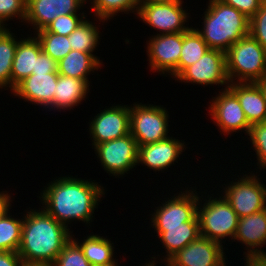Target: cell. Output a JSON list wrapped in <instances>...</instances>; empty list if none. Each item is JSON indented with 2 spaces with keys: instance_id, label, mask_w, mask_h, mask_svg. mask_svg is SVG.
Masks as SVG:
<instances>
[{
  "instance_id": "cell-27",
  "label": "cell",
  "mask_w": 266,
  "mask_h": 266,
  "mask_svg": "<svg viewBox=\"0 0 266 266\" xmlns=\"http://www.w3.org/2000/svg\"><path fill=\"white\" fill-rule=\"evenodd\" d=\"M9 30L0 36V88L7 86L13 92L11 70L18 41Z\"/></svg>"
},
{
  "instance_id": "cell-31",
  "label": "cell",
  "mask_w": 266,
  "mask_h": 266,
  "mask_svg": "<svg viewBox=\"0 0 266 266\" xmlns=\"http://www.w3.org/2000/svg\"><path fill=\"white\" fill-rule=\"evenodd\" d=\"M36 35L42 51L56 62L60 61L72 50L68 36L51 32H37Z\"/></svg>"
},
{
  "instance_id": "cell-18",
  "label": "cell",
  "mask_w": 266,
  "mask_h": 266,
  "mask_svg": "<svg viewBox=\"0 0 266 266\" xmlns=\"http://www.w3.org/2000/svg\"><path fill=\"white\" fill-rule=\"evenodd\" d=\"M58 75V73L32 74L19 82L12 93L24 101L48 108L54 99Z\"/></svg>"
},
{
  "instance_id": "cell-38",
  "label": "cell",
  "mask_w": 266,
  "mask_h": 266,
  "mask_svg": "<svg viewBox=\"0 0 266 266\" xmlns=\"http://www.w3.org/2000/svg\"><path fill=\"white\" fill-rule=\"evenodd\" d=\"M58 73L57 62L43 51L36 58L35 71L32 74Z\"/></svg>"
},
{
  "instance_id": "cell-36",
  "label": "cell",
  "mask_w": 266,
  "mask_h": 266,
  "mask_svg": "<svg viewBox=\"0 0 266 266\" xmlns=\"http://www.w3.org/2000/svg\"><path fill=\"white\" fill-rule=\"evenodd\" d=\"M26 4L27 0H0V17L8 21L16 16L25 21Z\"/></svg>"
},
{
  "instance_id": "cell-5",
  "label": "cell",
  "mask_w": 266,
  "mask_h": 266,
  "mask_svg": "<svg viewBox=\"0 0 266 266\" xmlns=\"http://www.w3.org/2000/svg\"><path fill=\"white\" fill-rule=\"evenodd\" d=\"M203 204V208H200L198 203L197 217L199 220L200 234L210 240H213L219 244H222V238L230 237L234 239L237 225L239 223V217L237 213L232 209L228 201L221 196L213 198Z\"/></svg>"
},
{
  "instance_id": "cell-9",
  "label": "cell",
  "mask_w": 266,
  "mask_h": 266,
  "mask_svg": "<svg viewBox=\"0 0 266 266\" xmlns=\"http://www.w3.org/2000/svg\"><path fill=\"white\" fill-rule=\"evenodd\" d=\"M176 79L192 84L228 86L230 82L226 72L225 52L209 49L197 62L186 67Z\"/></svg>"
},
{
  "instance_id": "cell-19",
  "label": "cell",
  "mask_w": 266,
  "mask_h": 266,
  "mask_svg": "<svg viewBox=\"0 0 266 266\" xmlns=\"http://www.w3.org/2000/svg\"><path fill=\"white\" fill-rule=\"evenodd\" d=\"M233 240L246 245L248 249L246 255H266L264 250L261 248L259 250V246L266 245V208L249 216L239 218Z\"/></svg>"
},
{
  "instance_id": "cell-23",
  "label": "cell",
  "mask_w": 266,
  "mask_h": 266,
  "mask_svg": "<svg viewBox=\"0 0 266 266\" xmlns=\"http://www.w3.org/2000/svg\"><path fill=\"white\" fill-rule=\"evenodd\" d=\"M89 84L85 79H76L59 74L54 91V99L48 108L54 110L56 108L59 110L72 109V107L77 106L87 96Z\"/></svg>"
},
{
  "instance_id": "cell-29",
  "label": "cell",
  "mask_w": 266,
  "mask_h": 266,
  "mask_svg": "<svg viewBox=\"0 0 266 266\" xmlns=\"http://www.w3.org/2000/svg\"><path fill=\"white\" fill-rule=\"evenodd\" d=\"M84 20L79 26L68 36L72 50L82 51L85 53H93L99 44V28L93 25L91 21Z\"/></svg>"
},
{
  "instance_id": "cell-1",
  "label": "cell",
  "mask_w": 266,
  "mask_h": 266,
  "mask_svg": "<svg viewBox=\"0 0 266 266\" xmlns=\"http://www.w3.org/2000/svg\"><path fill=\"white\" fill-rule=\"evenodd\" d=\"M41 193L43 210L68 228L72 220L92 222L94 210L105 194L104 189L93 181L74 177H60Z\"/></svg>"
},
{
  "instance_id": "cell-45",
  "label": "cell",
  "mask_w": 266,
  "mask_h": 266,
  "mask_svg": "<svg viewBox=\"0 0 266 266\" xmlns=\"http://www.w3.org/2000/svg\"><path fill=\"white\" fill-rule=\"evenodd\" d=\"M157 263H155V261L154 260H152V262L150 261L149 263H145V266H157L156 265ZM144 266V265H143Z\"/></svg>"
},
{
  "instance_id": "cell-41",
  "label": "cell",
  "mask_w": 266,
  "mask_h": 266,
  "mask_svg": "<svg viewBox=\"0 0 266 266\" xmlns=\"http://www.w3.org/2000/svg\"><path fill=\"white\" fill-rule=\"evenodd\" d=\"M172 2H182V0H139V4L172 3Z\"/></svg>"
},
{
  "instance_id": "cell-35",
  "label": "cell",
  "mask_w": 266,
  "mask_h": 266,
  "mask_svg": "<svg viewBox=\"0 0 266 266\" xmlns=\"http://www.w3.org/2000/svg\"><path fill=\"white\" fill-rule=\"evenodd\" d=\"M249 35L266 50V0L259 10L249 19Z\"/></svg>"
},
{
  "instance_id": "cell-26",
  "label": "cell",
  "mask_w": 266,
  "mask_h": 266,
  "mask_svg": "<svg viewBox=\"0 0 266 266\" xmlns=\"http://www.w3.org/2000/svg\"><path fill=\"white\" fill-rule=\"evenodd\" d=\"M209 49L195 28L190 27L187 32H182V49L177 66V76L186 67L197 62Z\"/></svg>"
},
{
  "instance_id": "cell-15",
  "label": "cell",
  "mask_w": 266,
  "mask_h": 266,
  "mask_svg": "<svg viewBox=\"0 0 266 266\" xmlns=\"http://www.w3.org/2000/svg\"><path fill=\"white\" fill-rule=\"evenodd\" d=\"M213 103L209 109L213 121L219 127L220 132L228 135L232 132L245 130L249 134L251 125L245 116V113L237 97L225 86V90L211 100Z\"/></svg>"
},
{
  "instance_id": "cell-39",
  "label": "cell",
  "mask_w": 266,
  "mask_h": 266,
  "mask_svg": "<svg viewBox=\"0 0 266 266\" xmlns=\"http://www.w3.org/2000/svg\"><path fill=\"white\" fill-rule=\"evenodd\" d=\"M23 260L18 252L0 251V266H22Z\"/></svg>"
},
{
  "instance_id": "cell-16",
  "label": "cell",
  "mask_w": 266,
  "mask_h": 266,
  "mask_svg": "<svg viewBox=\"0 0 266 266\" xmlns=\"http://www.w3.org/2000/svg\"><path fill=\"white\" fill-rule=\"evenodd\" d=\"M86 0H27L25 22L33 25L35 31L45 29L61 15L77 14Z\"/></svg>"
},
{
  "instance_id": "cell-10",
  "label": "cell",
  "mask_w": 266,
  "mask_h": 266,
  "mask_svg": "<svg viewBox=\"0 0 266 266\" xmlns=\"http://www.w3.org/2000/svg\"><path fill=\"white\" fill-rule=\"evenodd\" d=\"M183 2L139 4L138 16L157 30L160 34L187 32L190 28L185 27L188 14L183 10Z\"/></svg>"
},
{
  "instance_id": "cell-37",
  "label": "cell",
  "mask_w": 266,
  "mask_h": 266,
  "mask_svg": "<svg viewBox=\"0 0 266 266\" xmlns=\"http://www.w3.org/2000/svg\"><path fill=\"white\" fill-rule=\"evenodd\" d=\"M222 3L232 6L247 18H251L259 10L264 0H220Z\"/></svg>"
},
{
  "instance_id": "cell-24",
  "label": "cell",
  "mask_w": 266,
  "mask_h": 266,
  "mask_svg": "<svg viewBox=\"0 0 266 266\" xmlns=\"http://www.w3.org/2000/svg\"><path fill=\"white\" fill-rule=\"evenodd\" d=\"M101 64L100 59L94 54L71 50L57 62V72L63 76L85 79L90 83L87 76L91 71L98 70Z\"/></svg>"
},
{
  "instance_id": "cell-3",
  "label": "cell",
  "mask_w": 266,
  "mask_h": 266,
  "mask_svg": "<svg viewBox=\"0 0 266 266\" xmlns=\"http://www.w3.org/2000/svg\"><path fill=\"white\" fill-rule=\"evenodd\" d=\"M204 27L196 31L210 49L226 52L235 42L249 35V18L220 0H209Z\"/></svg>"
},
{
  "instance_id": "cell-21",
  "label": "cell",
  "mask_w": 266,
  "mask_h": 266,
  "mask_svg": "<svg viewBox=\"0 0 266 266\" xmlns=\"http://www.w3.org/2000/svg\"><path fill=\"white\" fill-rule=\"evenodd\" d=\"M153 228L168 253L165 262L201 235L199 221L185 222L183 226Z\"/></svg>"
},
{
  "instance_id": "cell-34",
  "label": "cell",
  "mask_w": 266,
  "mask_h": 266,
  "mask_svg": "<svg viewBox=\"0 0 266 266\" xmlns=\"http://www.w3.org/2000/svg\"><path fill=\"white\" fill-rule=\"evenodd\" d=\"M248 136L257 155V166L266 169V122L251 125Z\"/></svg>"
},
{
  "instance_id": "cell-42",
  "label": "cell",
  "mask_w": 266,
  "mask_h": 266,
  "mask_svg": "<svg viewBox=\"0 0 266 266\" xmlns=\"http://www.w3.org/2000/svg\"><path fill=\"white\" fill-rule=\"evenodd\" d=\"M261 89L263 95H264V99L266 101V75L259 81L255 82Z\"/></svg>"
},
{
  "instance_id": "cell-4",
  "label": "cell",
  "mask_w": 266,
  "mask_h": 266,
  "mask_svg": "<svg viewBox=\"0 0 266 266\" xmlns=\"http://www.w3.org/2000/svg\"><path fill=\"white\" fill-rule=\"evenodd\" d=\"M225 54L230 83L256 82L266 75V50L250 35L235 42Z\"/></svg>"
},
{
  "instance_id": "cell-25",
  "label": "cell",
  "mask_w": 266,
  "mask_h": 266,
  "mask_svg": "<svg viewBox=\"0 0 266 266\" xmlns=\"http://www.w3.org/2000/svg\"><path fill=\"white\" fill-rule=\"evenodd\" d=\"M72 239L80 246L84 256L92 266L109 265L115 262L113 258L114 247L110 239L100 235H89L83 242Z\"/></svg>"
},
{
  "instance_id": "cell-40",
  "label": "cell",
  "mask_w": 266,
  "mask_h": 266,
  "mask_svg": "<svg viewBox=\"0 0 266 266\" xmlns=\"http://www.w3.org/2000/svg\"><path fill=\"white\" fill-rule=\"evenodd\" d=\"M0 192V216L7 210L10 209L11 204H10V194L7 192ZM10 206V207H9Z\"/></svg>"
},
{
  "instance_id": "cell-17",
  "label": "cell",
  "mask_w": 266,
  "mask_h": 266,
  "mask_svg": "<svg viewBox=\"0 0 266 266\" xmlns=\"http://www.w3.org/2000/svg\"><path fill=\"white\" fill-rule=\"evenodd\" d=\"M184 148V143L169 136L152 144L138 146L137 163L144 164L154 171L167 169L172 163L177 162L175 160L179 158Z\"/></svg>"
},
{
  "instance_id": "cell-32",
  "label": "cell",
  "mask_w": 266,
  "mask_h": 266,
  "mask_svg": "<svg viewBox=\"0 0 266 266\" xmlns=\"http://www.w3.org/2000/svg\"><path fill=\"white\" fill-rule=\"evenodd\" d=\"M53 266H92L80 246L71 238L58 254Z\"/></svg>"
},
{
  "instance_id": "cell-6",
  "label": "cell",
  "mask_w": 266,
  "mask_h": 266,
  "mask_svg": "<svg viewBox=\"0 0 266 266\" xmlns=\"http://www.w3.org/2000/svg\"><path fill=\"white\" fill-rule=\"evenodd\" d=\"M168 111L151 104H134L130 107V134L138 146L152 144L168 136Z\"/></svg>"
},
{
  "instance_id": "cell-43",
  "label": "cell",
  "mask_w": 266,
  "mask_h": 266,
  "mask_svg": "<svg viewBox=\"0 0 266 266\" xmlns=\"http://www.w3.org/2000/svg\"><path fill=\"white\" fill-rule=\"evenodd\" d=\"M22 266H53L51 263H30V262H23Z\"/></svg>"
},
{
  "instance_id": "cell-7",
  "label": "cell",
  "mask_w": 266,
  "mask_h": 266,
  "mask_svg": "<svg viewBox=\"0 0 266 266\" xmlns=\"http://www.w3.org/2000/svg\"><path fill=\"white\" fill-rule=\"evenodd\" d=\"M246 176V177H245ZM255 174L244 175L237 182L224 187L223 196L239 218L249 216L266 208V186Z\"/></svg>"
},
{
  "instance_id": "cell-33",
  "label": "cell",
  "mask_w": 266,
  "mask_h": 266,
  "mask_svg": "<svg viewBox=\"0 0 266 266\" xmlns=\"http://www.w3.org/2000/svg\"><path fill=\"white\" fill-rule=\"evenodd\" d=\"M78 15L70 14L58 16L45 29L38 32H51L57 35L69 36L84 20L83 18H86L84 12Z\"/></svg>"
},
{
  "instance_id": "cell-8",
  "label": "cell",
  "mask_w": 266,
  "mask_h": 266,
  "mask_svg": "<svg viewBox=\"0 0 266 266\" xmlns=\"http://www.w3.org/2000/svg\"><path fill=\"white\" fill-rule=\"evenodd\" d=\"M94 149L105 171L113 176L124 175L138 164V144L131 134L97 144Z\"/></svg>"
},
{
  "instance_id": "cell-12",
  "label": "cell",
  "mask_w": 266,
  "mask_h": 266,
  "mask_svg": "<svg viewBox=\"0 0 266 266\" xmlns=\"http://www.w3.org/2000/svg\"><path fill=\"white\" fill-rule=\"evenodd\" d=\"M223 251L222 244L200 235L171 257L166 266H227Z\"/></svg>"
},
{
  "instance_id": "cell-44",
  "label": "cell",
  "mask_w": 266,
  "mask_h": 266,
  "mask_svg": "<svg viewBox=\"0 0 266 266\" xmlns=\"http://www.w3.org/2000/svg\"><path fill=\"white\" fill-rule=\"evenodd\" d=\"M5 21L0 17V36H2L4 33H6L8 30L5 28Z\"/></svg>"
},
{
  "instance_id": "cell-11",
  "label": "cell",
  "mask_w": 266,
  "mask_h": 266,
  "mask_svg": "<svg viewBox=\"0 0 266 266\" xmlns=\"http://www.w3.org/2000/svg\"><path fill=\"white\" fill-rule=\"evenodd\" d=\"M184 191L177 196H173L168 201L158 206L152 215L151 222L153 227H175L183 226L189 221H199L197 217V207L199 196L194 191ZM195 192V193H193Z\"/></svg>"
},
{
  "instance_id": "cell-20",
  "label": "cell",
  "mask_w": 266,
  "mask_h": 266,
  "mask_svg": "<svg viewBox=\"0 0 266 266\" xmlns=\"http://www.w3.org/2000/svg\"><path fill=\"white\" fill-rule=\"evenodd\" d=\"M228 89L237 97L250 125L266 122V101L255 82L230 83Z\"/></svg>"
},
{
  "instance_id": "cell-46",
  "label": "cell",
  "mask_w": 266,
  "mask_h": 266,
  "mask_svg": "<svg viewBox=\"0 0 266 266\" xmlns=\"http://www.w3.org/2000/svg\"><path fill=\"white\" fill-rule=\"evenodd\" d=\"M100 266H118V265H117V262H113V263H111L109 265H100Z\"/></svg>"
},
{
  "instance_id": "cell-28",
  "label": "cell",
  "mask_w": 266,
  "mask_h": 266,
  "mask_svg": "<svg viewBox=\"0 0 266 266\" xmlns=\"http://www.w3.org/2000/svg\"><path fill=\"white\" fill-rule=\"evenodd\" d=\"M7 209L0 216V251L17 252L21 243L23 218H12Z\"/></svg>"
},
{
  "instance_id": "cell-14",
  "label": "cell",
  "mask_w": 266,
  "mask_h": 266,
  "mask_svg": "<svg viewBox=\"0 0 266 266\" xmlns=\"http://www.w3.org/2000/svg\"><path fill=\"white\" fill-rule=\"evenodd\" d=\"M94 147L130 134V107L112 106L98 113L89 124Z\"/></svg>"
},
{
  "instance_id": "cell-30",
  "label": "cell",
  "mask_w": 266,
  "mask_h": 266,
  "mask_svg": "<svg viewBox=\"0 0 266 266\" xmlns=\"http://www.w3.org/2000/svg\"><path fill=\"white\" fill-rule=\"evenodd\" d=\"M93 1V3H92ZM91 4H93L91 9L93 10L94 15L101 20L102 22L105 20L113 18L114 15H117L119 12H128L134 10L135 13L138 12L139 9V0H92Z\"/></svg>"
},
{
  "instance_id": "cell-2",
  "label": "cell",
  "mask_w": 266,
  "mask_h": 266,
  "mask_svg": "<svg viewBox=\"0 0 266 266\" xmlns=\"http://www.w3.org/2000/svg\"><path fill=\"white\" fill-rule=\"evenodd\" d=\"M30 210L23 218L21 243L17 252L23 262L53 264L71 240L72 233L43 209Z\"/></svg>"
},
{
  "instance_id": "cell-13",
  "label": "cell",
  "mask_w": 266,
  "mask_h": 266,
  "mask_svg": "<svg viewBox=\"0 0 266 266\" xmlns=\"http://www.w3.org/2000/svg\"><path fill=\"white\" fill-rule=\"evenodd\" d=\"M147 46L151 70L163 74L168 72L176 78L182 49V32L157 34L149 40Z\"/></svg>"
},
{
  "instance_id": "cell-22",
  "label": "cell",
  "mask_w": 266,
  "mask_h": 266,
  "mask_svg": "<svg viewBox=\"0 0 266 266\" xmlns=\"http://www.w3.org/2000/svg\"><path fill=\"white\" fill-rule=\"evenodd\" d=\"M18 41L15 57L12 63V87L35 71L36 58L42 52L41 44L37 37H28Z\"/></svg>"
}]
</instances>
